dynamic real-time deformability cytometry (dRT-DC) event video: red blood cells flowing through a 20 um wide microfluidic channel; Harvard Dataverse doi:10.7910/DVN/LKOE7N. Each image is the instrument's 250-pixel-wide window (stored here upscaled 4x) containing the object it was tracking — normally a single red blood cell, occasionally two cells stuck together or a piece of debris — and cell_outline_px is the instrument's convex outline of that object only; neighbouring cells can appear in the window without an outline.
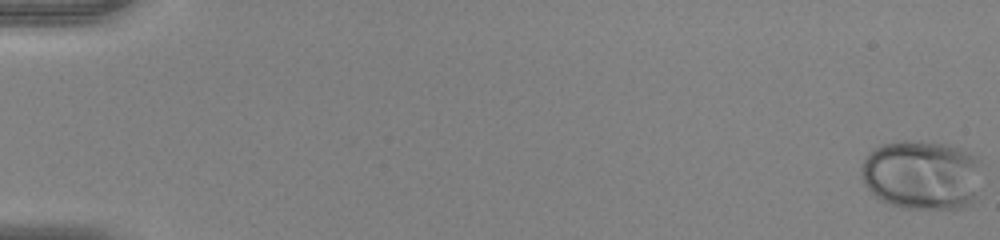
{"species": "human", "species_latin": "Homo sapiens", "temperature_condition": "warm", "stored_images_in_passage": 53, "camera_frame_rate_fps": 3000, "um_per_image_px": 0.085, "donor": {"sex": "female"}, "frame": {"image": 1, "passage_image": 1, "time_ms": 0.0, "image_size_px": [1000, 240], "cell_outline_px": [[984, 164], [976, 200], [972, 204], [964, 208], [952, 212], [900, 208], [880, 200], [864, 184], [860, 176], [860, 168], [864, 156], [872, 148], [884, 144], [900, 140], [908, 140], [948, 144], [960, 148], [980, 156]], "centroid_in_image_um": [78.43, 14.9], "position_along_channel_um": 6.6, "area_um2": 51.33}}
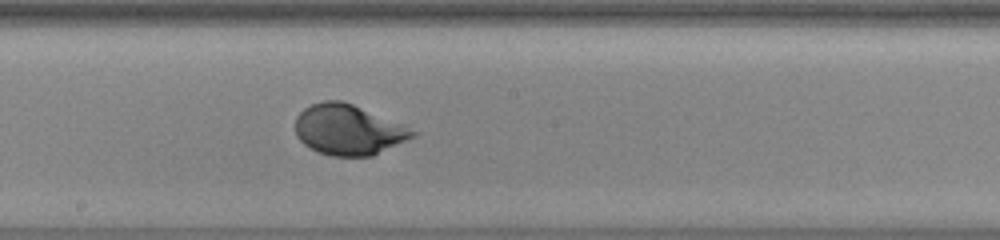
{"frame": {"image": 2, "passage_image": 31, "time_ms": 10.0, "image_size_px": [1000, 240], "cell_outline_px": [[420, 132], [416, 136], [372, 156], [332, 156], [320, 152], [304, 144], [296, 136], [296, 116], [304, 108], [312, 104], [324, 100], [340, 100], [352, 104], [404, 124]], "centroid_in_image_um": [29.64, 11.02], "position_along_channel_um": 218.6, "area_um2": 34.45}}
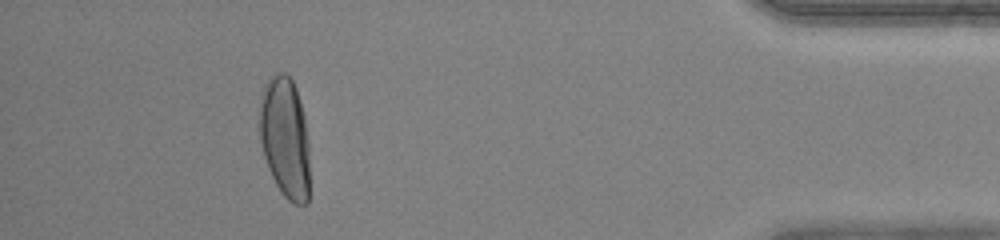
{"frame": {"image": 3, "passage_image": 49, "time_ms": 16.0, "image_size_px": [1000, 240], "cell_outline_px": [[308, 204], [292, 204], [280, 192], [268, 168], [264, 156], [260, 140], [260, 92], [264, 84], [272, 76], [280, 72], [284, 72], [292, 80], [296, 88], [304, 116], [308, 140]], "centroid_in_image_um": [24.21, 11.7], "position_along_channel_um": 411.0, "area_um2": 35.37}, "authors_computed_cell_mechanics": {"area_um2": 34.969, "velocity_mm_per_s": 4.0093, "shape_relaxation_time_tau1_ms": 3.7646, "shape_relaxation_time_tau2_ms": null, "deformation_change_tau1": 0.207, "deformation_change_tau2": null}}